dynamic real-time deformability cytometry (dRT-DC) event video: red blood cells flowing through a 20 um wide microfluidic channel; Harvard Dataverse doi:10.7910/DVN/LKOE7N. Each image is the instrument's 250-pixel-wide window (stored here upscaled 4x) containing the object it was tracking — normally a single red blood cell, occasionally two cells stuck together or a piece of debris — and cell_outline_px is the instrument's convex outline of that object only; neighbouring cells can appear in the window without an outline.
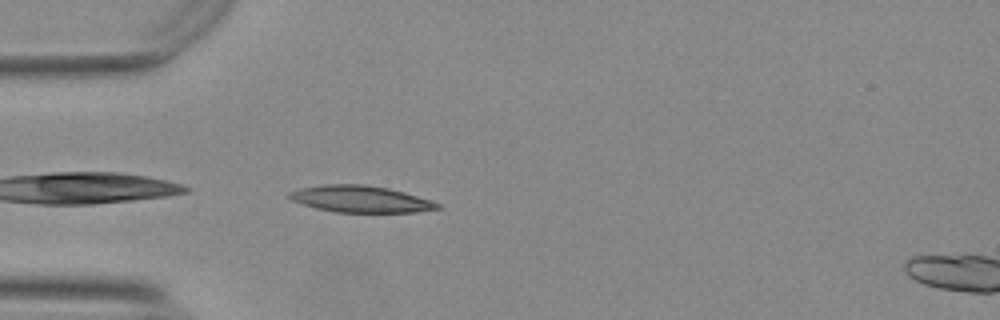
{"species": "Egyptian fruit bat (a non-hibernating species)", "species_latin": "Rousettus aegyptiacus", "temperature_condition": "warm", "stored_images_in_passage": 35, "camera_frame_rate_fps": 3000, "um_per_image_px": 0.085, "animal": {"sex": "female"}, "frame": {"image": 1, "passage_image": 1, "time_ms": 0.0, "image_size_px": [1000, 320], "cell_outline_px": [[444, 208], [416, 212], [336, 212], [316, 208], [292, 200], [288, 196], [288, 192], [304, 188], [324, 184], [360, 184], [388, 188], [404, 192], [432, 200], [440, 204]], "centroid_in_image_um": [30.71, 16.92], "position_along_channel_um": 54.3, "area_um2": 22.89}}
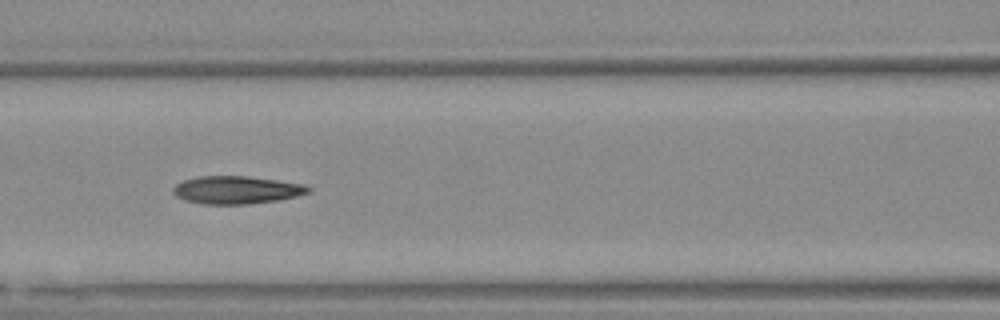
{"frame": {"image": 2, "passage_image": 9, "time_ms": 2.667, "image_size_px": [1000, 320], "cell_outline_px": [[312, 188], [308, 192], [296, 196], [280, 200], [248, 204], [204, 204], [184, 200], [176, 196], [172, 192], [172, 188], [176, 184], [184, 180], [200, 176], [244, 176], [276, 180], [304, 184]], "centroid_in_image_um": [20.09, 16.15], "position_along_channel_um": 146.5, "area_um2": 21.85}}
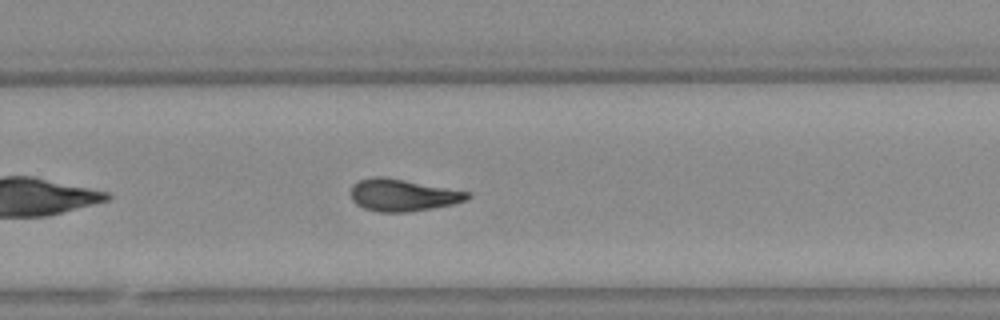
{"frame": {"image": 3, "passage_image": 21, "time_ms": 6.667, "image_size_px": [1000, 320], "cell_outline_px": [[472, 196], [464, 200], [452, 204], [432, 208], [408, 212], [376, 212], [364, 208], [356, 204], [352, 200], [352, 184], [360, 180], [376, 176], [384, 176], [472, 192]], "centroid_in_image_um": [34.24, 16.58], "position_along_channel_um": 295.6, "area_um2": 21.85}, "authors_computed_cell_mechanics": {"area_um2": 21.8484, "velocity_mm_per_s": 3.7417, "shape_relaxation_time_tau1_ms": 6.3598, "shape_relaxation_time_tau2_ms": 2.261, "deformation_change_tau1": 0.1918, "deformation_change_tau2": 0.0986}}